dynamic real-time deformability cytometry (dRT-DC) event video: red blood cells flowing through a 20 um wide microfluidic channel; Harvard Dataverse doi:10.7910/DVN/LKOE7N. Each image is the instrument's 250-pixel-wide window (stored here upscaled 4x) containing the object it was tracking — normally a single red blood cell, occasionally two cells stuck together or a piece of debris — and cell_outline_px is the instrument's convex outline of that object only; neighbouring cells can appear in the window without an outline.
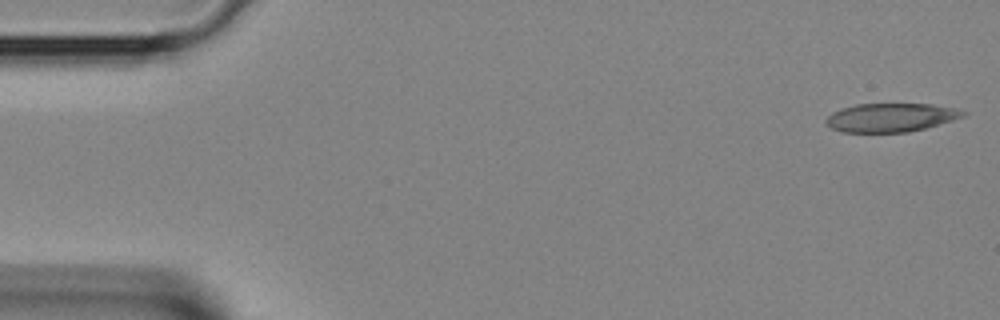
{"species": "Egyptian fruit bat (a non-hibernating species)", "species_latin": "Rousettus aegyptiacus", "temperature_condition": "room temperature", "stored_images_in_passage": 39, "camera_frame_rate_fps": 3000, "um_per_image_px": 0.085, "animal": {"sex": "female"}, "frame": {"image": 1, "passage_image": 1, "time_ms": 0.0, "image_size_px": [1000, 320], "cell_outline_px": [[968, 112], [964, 116], [952, 120], [924, 128], [908, 132], [840, 132], [824, 124], [824, 120], [832, 112], [856, 104], [932, 104], [956, 108]], "centroid_in_image_um": [75.7, 9.99], "position_along_channel_um": 9.3, "area_um2": 22.83}}
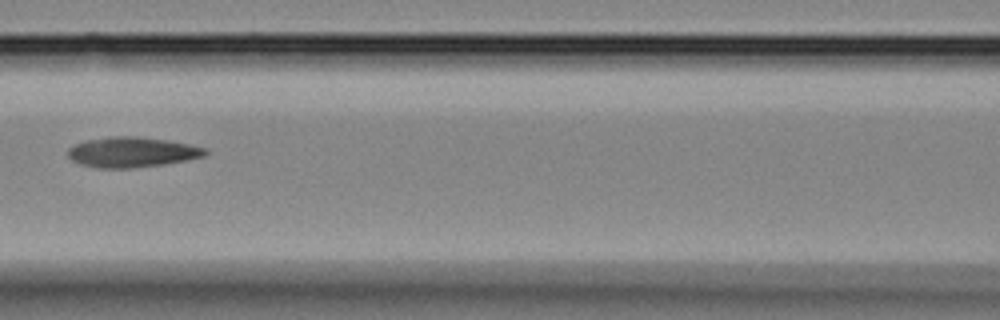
{"frame": {"image": 2, "passage_image": 17, "time_ms": 5.333, "image_size_px": [1000, 320], "cell_outline_px": [[208, 152], [204, 156], [164, 164], [132, 168], [96, 168], [80, 164], [72, 160], [68, 156], [68, 148], [72, 144], [84, 140], [112, 136], [136, 136], [168, 140], [208, 148]], "centroid_in_image_um": [11.18, 12.92], "position_along_channel_um": 155.4, "area_um2": 24.33}}
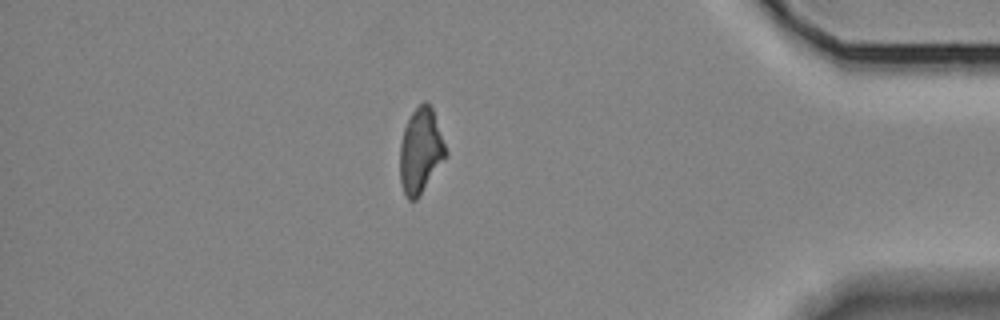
{"frame": {"image": 3, "passage_image": 34, "time_ms": 11.0, "image_size_px": [1000, 320], "cell_outline_px": [[448, 156], [416, 200], [408, 200], [400, 184], [400, 144], [404, 128], [412, 112], [424, 100], [432, 108], [448, 152]], "centroid_in_image_um": [35.76, 12.84], "position_along_channel_um": 399.4, "area_um2": 22.72}}